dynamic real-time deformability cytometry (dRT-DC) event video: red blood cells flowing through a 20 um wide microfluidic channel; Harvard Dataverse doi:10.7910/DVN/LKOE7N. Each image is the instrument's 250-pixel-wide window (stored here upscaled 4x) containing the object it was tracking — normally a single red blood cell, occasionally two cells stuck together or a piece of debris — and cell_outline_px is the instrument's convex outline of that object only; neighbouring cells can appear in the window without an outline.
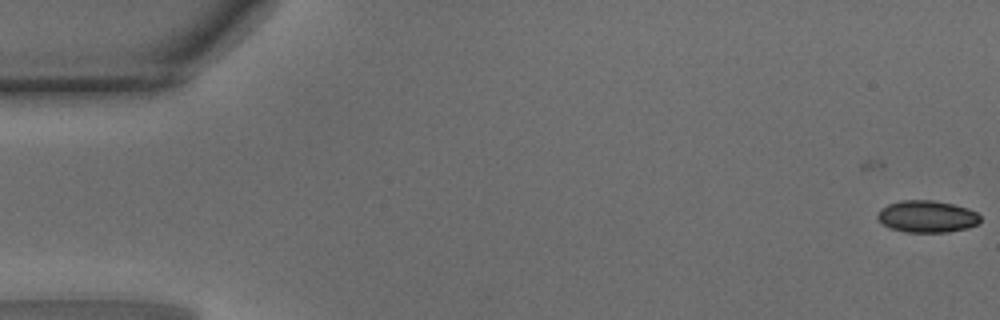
{"species": "common noctule bat (a hibernating species)", "species_latin": "Nyctalus noctula", "temperature_condition": "warm", "stored_images_in_passage": 15, "camera_frame_rate_fps": 3000, "um_per_image_px": 0.085, "animal": {"sex": "male", "body_mass_g": 15.6}, "frame": {"image": 1, "passage_image": 1, "time_ms": 0.0, "image_size_px": [1000, 320], "cell_outline_px": [[980, 220], [976, 224], [968, 228], [948, 232], [904, 232], [888, 228], [876, 216], [880, 208], [888, 204], [900, 200], [932, 200], [952, 204], [968, 208], [976, 212], [980, 216]], "centroid_in_image_um": [78.77, 18.4], "position_along_channel_um": 6.2, "area_um2": 19.19}}
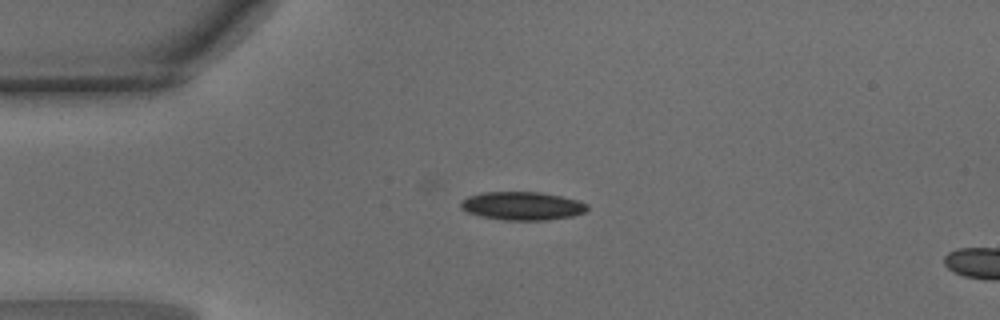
{"frame": {"image": 2, "passage_image": 12, "time_ms": 3.667, "image_size_px": [1000, 320], "cell_outline_px": [[588, 208], [584, 212], [572, 216], [548, 220], [504, 220], [480, 216], [468, 212], [460, 208], [460, 200], [468, 196], [480, 192], [540, 192], [580, 200], [588, 204]], "centroid_in_image_um": [44.38, 17.5], "position_along_channel_um": 40.6, "area_um2": 21.04}}